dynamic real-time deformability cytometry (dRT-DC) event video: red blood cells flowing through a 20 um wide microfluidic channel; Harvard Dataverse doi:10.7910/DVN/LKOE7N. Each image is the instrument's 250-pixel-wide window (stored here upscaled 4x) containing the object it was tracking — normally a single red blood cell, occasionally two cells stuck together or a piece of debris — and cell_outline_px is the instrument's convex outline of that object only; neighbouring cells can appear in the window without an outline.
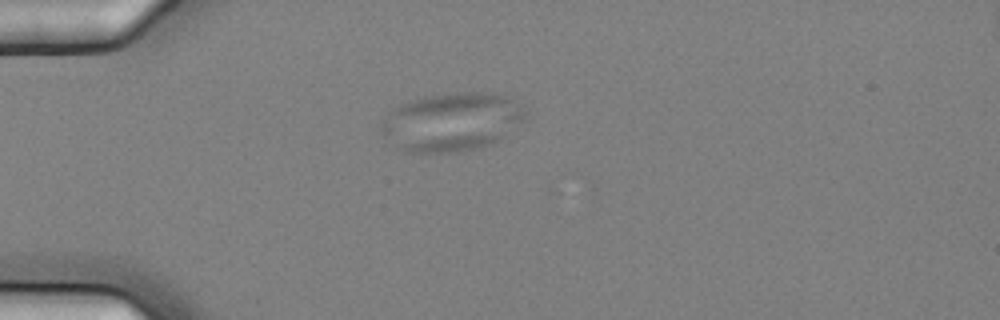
{"species": "common noctule bat (a hibernating species)", "species_latin": "Nyctalus noctula", "temperature_condition": "cold", "stored_images_in_passage": 4, "camera_frame_rate_fps": 3000, "um_per_image_px": 0.085, "animal": {"sex": "female", "body_mass_g": 25.1}, "frame": {"image": 1, "passage_image": 2, "time_ms": 0.333, "image_size_px": [1000, 320], "cell_outline_px": [[528, 120], [500, 140], [492, 144], [480, 148], [456, 152], [404, 152], [396, 148], [380, 132], [380, 124], [388, 112], [400, 104], [424, 96], [448, 92], [492, 92], [516, 100], [528, 112]], "centroid_in_image_um": [38.44, 10.36], "position_along_channel_um": 46.6, "area_um2": 50.23}}
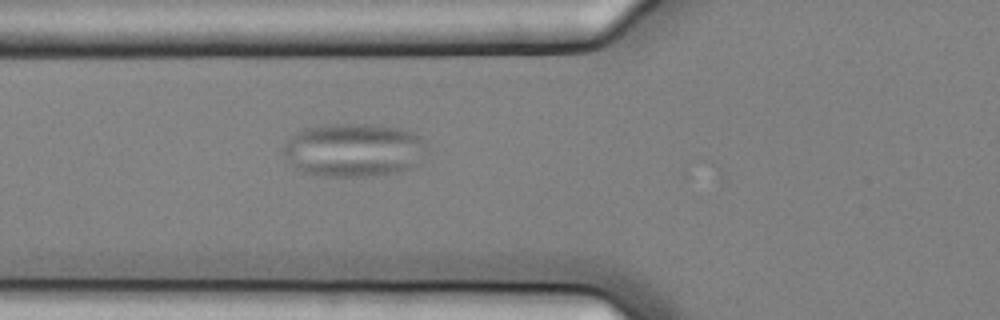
{"frame": {"image": 2, "passage_image": 4, "time_ms": 1.0, "image_size_px": [1000, 320], "cell_outline_px": [[428, 148], [420, 164], [412, 168], [400, 172], [376, 176], [324, 176], [300, 172], [284, 156], [284, 144], [300, 128], [328, 124], [380, 124], [400, 128], [412, 132], [420, 136]], "centroid_in_image_um": [30.11, 12.75], "position_along_channel_um": 95.7, "area_um2": 45.55}}